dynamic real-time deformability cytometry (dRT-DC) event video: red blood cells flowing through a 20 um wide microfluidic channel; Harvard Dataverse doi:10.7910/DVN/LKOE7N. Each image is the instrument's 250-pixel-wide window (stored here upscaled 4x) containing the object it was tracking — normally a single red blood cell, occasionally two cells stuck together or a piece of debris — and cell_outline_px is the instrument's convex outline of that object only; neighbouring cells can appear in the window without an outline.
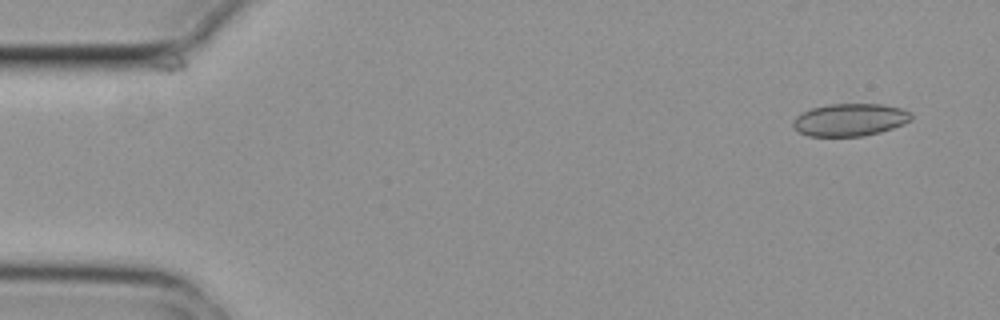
{"species": "common noctule bat (a hibernating species)", "species_latin": "Nyctalus noctula", "temperature_condition": "cold", "stored_images_in_passage": 5, "camera_frame_rate_fps": 3000, "um_per_image_px": 0.085, "animal": {"sex": "female", "body_mass_g": 29.2, "forearm_length_mm": 56.3}, "frame": {"image": 1, "passage_image": 1, "time_ms": 0.0, "image_size_px": [1000, 320], "cell_outline_px": [[912, 120], [904, 124], [880, 132], [864, 136], [808, 136], [800, 132], [792, 124], [796, 116], [812, 108], [828, 104], [880, 104], [900, 108], [912, 112]], "centroid_in_image_um": [72.28, 10.18], "position_along_channel_um": 12.7, "area_um2": 22.31}}
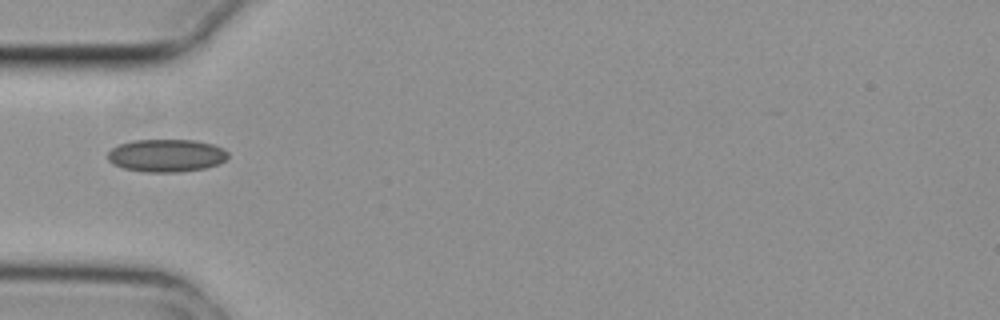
{"frame": {"image": 2, "passage_image": 4, "time_ms": 1.0, "image_size_px": [1000, 320], "cell_outline_px": [[228, 156], [220, 164], [204, 168], [180, 172], [144, 172], [124, 168], [112, 164], [108, 160], [108, 152], [112, 148], [120, 144], [132, 140], [196, 140], [212, 144], [224, 148], [228, 152]], "centroid_in_image_um": [14.15, 13.22], "position_along_channel_um": 70.9, "area_um2": 23.06}}